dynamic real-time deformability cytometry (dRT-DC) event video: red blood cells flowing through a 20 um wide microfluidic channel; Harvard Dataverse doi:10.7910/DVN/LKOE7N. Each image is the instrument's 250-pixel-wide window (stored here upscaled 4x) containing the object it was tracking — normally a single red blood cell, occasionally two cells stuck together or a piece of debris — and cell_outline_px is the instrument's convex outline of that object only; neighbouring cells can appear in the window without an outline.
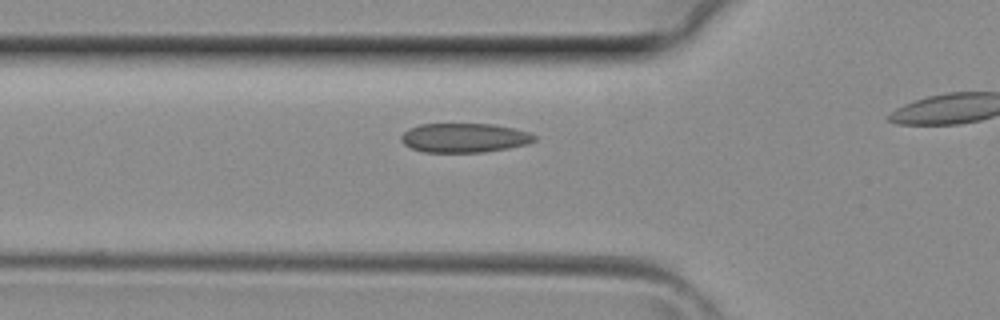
{"species": "common noctule bat (a hibernating species)", "species_latin": "Nyctalus noctula", "temperature_condition": "room temperature", "stored_images_in_passage": 11, "camera_frame_rate_fps": 3000, "um_per_image_px": 0.085, "animal": {"sex": "female", "body_mass_g": 29.2, "forearm_length_mm": 56.3}, "frame": {"image": 1, "passage_image": 7, "time_ms": 2.0, "image_size_px": [1000, 320], "cell_outline_px": [[536, 140], [528, 144], [508, 148], [484, 152], [424, 152], [412, 148], [404, 144], [400, 140], [400, 136], [408, 128], [420, 124], [496, 124], [528, 132], [536, 136]], "centroid_in_image_um": [39.46, 11.71], "position_along_channel_um": 86.3, "area_um2": 22.77}}
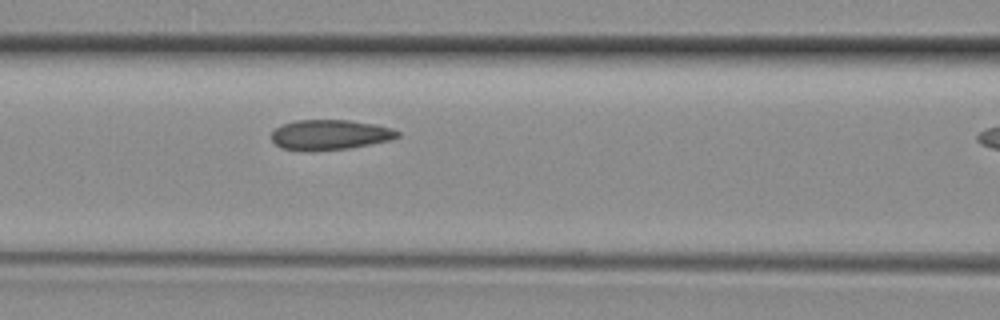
{"frame": {"image": 2, "passage_image": 10, "time_ms": 3.0, "image_size_px": [1000, 320], "cell_outline_px": [[400, 136], [388, 140], [352, 148], [280, 148], [272, 140], [272, 132], [280, 124], [296, 120], [348, 120], [376, 124], [392, 128], [400, 132]], "centroid_in_image_um": [28.09, 11.4], "position_along_channel_um": 138.5, "area_um2": 21.39}}